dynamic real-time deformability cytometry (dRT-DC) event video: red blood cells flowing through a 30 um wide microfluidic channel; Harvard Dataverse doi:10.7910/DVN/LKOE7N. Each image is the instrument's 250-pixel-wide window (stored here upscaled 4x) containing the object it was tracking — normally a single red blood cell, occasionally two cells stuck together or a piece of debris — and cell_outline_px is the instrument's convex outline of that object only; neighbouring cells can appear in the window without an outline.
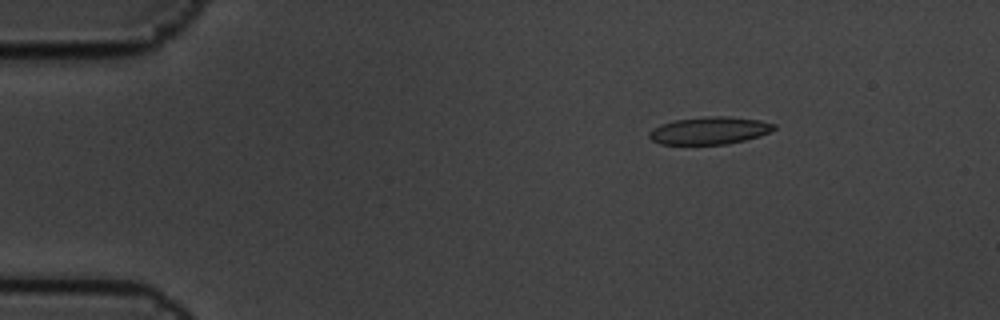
{"species": "common noctule bat (a hibernating species)", "species_latin": "Nyctalus noctula", "temperature_condition": "cold", "stored_images_in_passage": 6, "camera_frame_rate_fps": 3000, "um_per_image_px": 0.085, "animal": {"sex": "male", "body_mass_g": 19.5, "forearm_length_mm": 54.6}, "frame": {"image": 1, "passage_image": 6, "time_ms": 1.667, "image_size_px": [1000, 320], "cell_outline_px": [[776, 128], [760, 136], [744, 140], [724, 144], [660, 144], [652, 140], [648, 136], [648, 132], [652, 128], [660, 124], [676, 120], [708, 116], [728, 116], [760, 120], [776, 124]], "centroid_in_image_um": [60.29, 11.09], "position_along_channel_um": 24.7, "area_um2": 19.94}}